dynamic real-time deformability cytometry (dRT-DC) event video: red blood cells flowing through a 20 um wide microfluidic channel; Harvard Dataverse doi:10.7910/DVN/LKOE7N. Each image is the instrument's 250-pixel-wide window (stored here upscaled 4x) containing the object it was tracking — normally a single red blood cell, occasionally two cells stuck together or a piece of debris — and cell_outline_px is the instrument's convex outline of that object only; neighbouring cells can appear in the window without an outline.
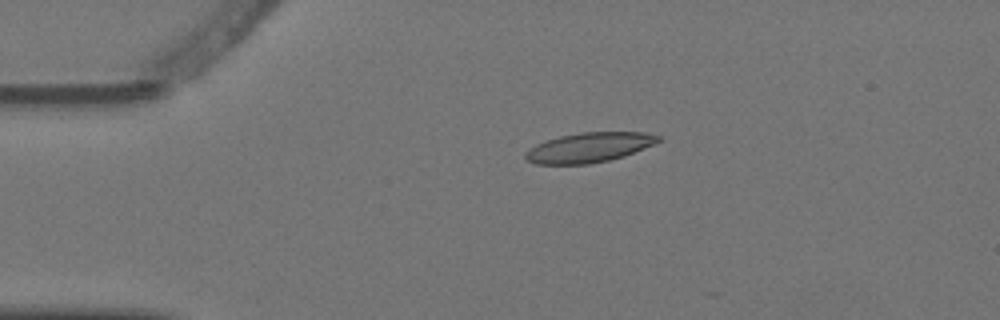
{"species": "Egyptian fruit bat (a non-hibernating species)", "species_latin": "Rousettus aegyptiacus", "temperature_condition": "warm", "stored_images_in_passage": 4, "camera_frame_rate_fps": 3000, "um_per_image_px": 0.085, "animal": {"sex": "female"}, "frame": {"image": 1, "passage_image": 1, "time_ms": 0.0, "image_size_px": [1000, 320], "cell_outline_px": [[660, 140], [656, 144], [624, 156], [608, 160], [588, 164], [536, 164], [524, 160], [524, 152], [536, 144], [560, 136], [580, 132], [644, 132], [660, 136]], "centroid_in_image_um": [50.06, 12.54], "position_along_channel_um": 34.9, "area_um2": 23.12}}
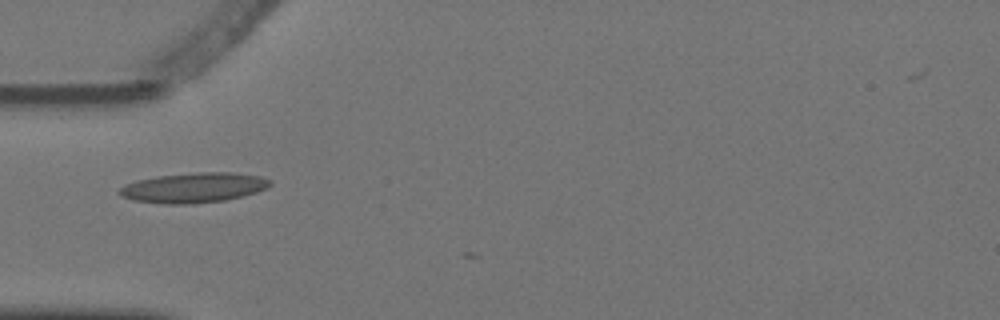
{"frame": {"image": 2, "passage_image": 2, "time_ms": 0.333, "image_size_px": [1000, 320], "cell_outline_px": [[272, 184], [268, 188], [256, 192], [224, 200], [192, 204], [164, 204], [136, 200], [124, 196], [116, 192], [120, 188], [136, 180], [156, 176], [196, 172], [232, 172], [260, 176], [272, 180]], "centroid_in_image_um": [16.5, 15.94], "position_along_channel_um": 68.5, "area_um2": 26.24}}
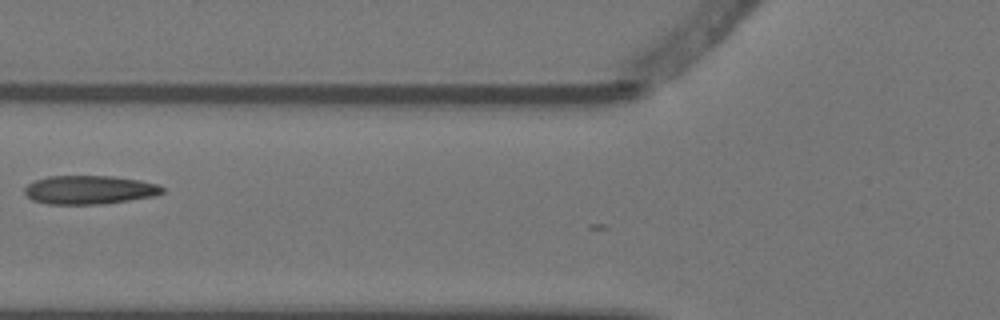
{"frame": {"image": 3, "passage_image": 3, "time_ms": 0.667, "image_size_px": [1000, 320], "cell_outline_px": [[164, 192], [156, 196], [104, 204], [48, 204], [32, 200], [24, 192], [24, 188], [28, 184], [36, 180], [48, 176], [112, 176], [140, 180], [156, 184], [164, 188]], "centroid_in_image_um": [7.61, 16.14], "position_along_channel_um": 118.2, "area_um2": 23.06}}